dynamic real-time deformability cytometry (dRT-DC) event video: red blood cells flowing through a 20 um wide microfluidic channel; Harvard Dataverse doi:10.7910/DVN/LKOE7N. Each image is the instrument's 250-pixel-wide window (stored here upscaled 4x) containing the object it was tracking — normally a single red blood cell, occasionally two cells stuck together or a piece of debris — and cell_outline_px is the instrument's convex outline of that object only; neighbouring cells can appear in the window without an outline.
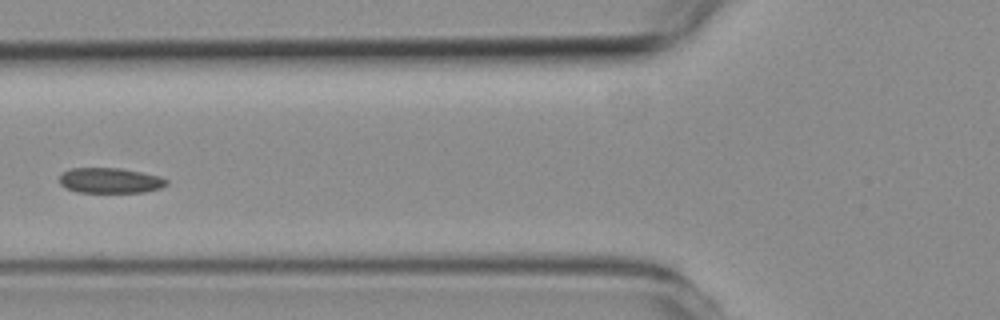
{"species": "common noctule bat (a hibernating species)", "species_latin": "Nyctalus noctula", "temperature_condition": "room temperature", "stored_images_in_passage": 6, "camera_frame_rate_fps": 3000, "um_per_image_px": 0.085, "animal": {"sex": "female", "body_mass_g": 19.3, "forearm_length_mm": 54.1}, "frame": {"image": 1, "passage_image": 5, "time_ms": 4.667, "image_size_px": [1000, 320], "cell_outline_px": [[168, 184], [160, 188], [144, 192], [76, 192], [60, 184], [60, 176], [68, 168], [120, 168], [160, 176], [168, 180]], "centroid_in_image_um": [9.37, 15.34], "position_along_channel_um": 116.4, "area_um2": 15.72}}
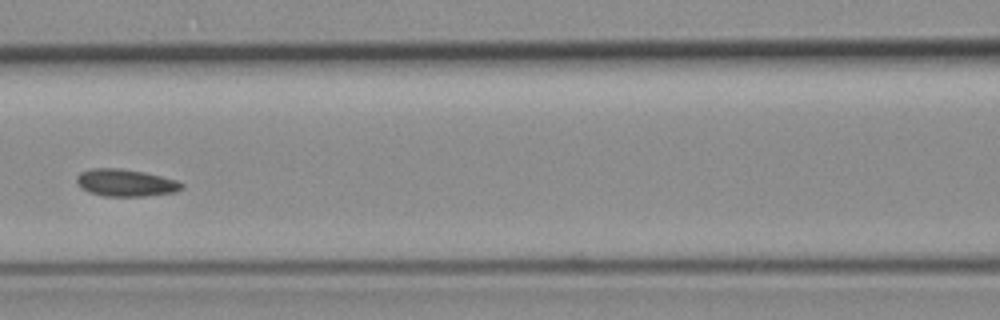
{"frame": {"image": 2, "passage_image": 6, "time_ms": 5.667, "image_size_px": [1000, 320], "cell_outline_px": [[184, 188], [176, 192], [148, 196], [104, 196], [88, 192], [80, 188], [76, 180], [76, 176], [80, 172], [92, 168], [120, 168], [144, 172], [176, 180], [184, 184]], "centroid_in_image_um": [10.67, 15.54], "position_along_channel_um": 155.9, "area_um2": 16.82}}